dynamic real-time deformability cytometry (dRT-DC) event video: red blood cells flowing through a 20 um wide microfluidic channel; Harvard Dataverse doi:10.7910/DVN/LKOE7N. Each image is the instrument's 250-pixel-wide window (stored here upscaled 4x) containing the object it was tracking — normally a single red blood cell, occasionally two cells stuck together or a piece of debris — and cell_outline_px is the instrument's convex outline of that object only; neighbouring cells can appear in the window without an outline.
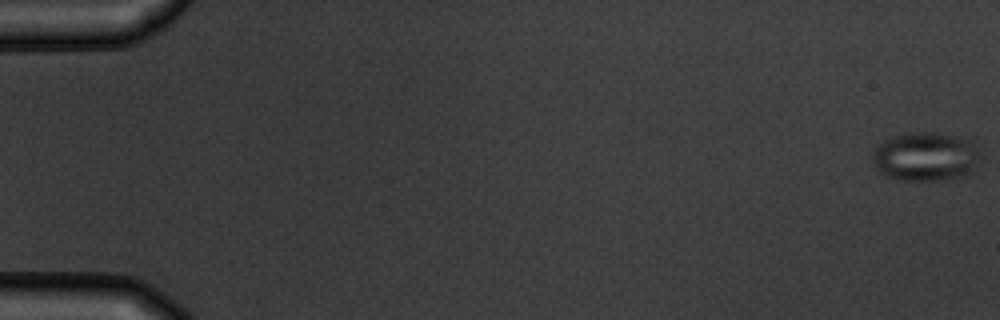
{"species": "common noctule bat (a hibernating species)", "species_latin": "Nyctalus noctula", "temperature_condition": "warm", "stored_images_in_passage": 5, "camera_frame_rate_fps": 3000, "um_per_image_px": 0.085, "animal": {"sex": "male", "body_mass_g": 19.5, "forearm_length_mm": 54.6}, "frame": {"image": 1, "passage_image": 1, "time_ms": 0.0, "image_size_px": [1000, 320], "cell_outline_px": [[980, 164], [972, 172], [964, 176], [944, 180], [900, 180], [888, 176], [880, 172], [876, 168], [872, 160], [872, 156], [876, 148], [884, 140], [892, 136], [904, 132], [936, 132], [972, 136], [976, 140], [980, 152]], "centroid_in_image_um": [78.8, 13.27], "position_along_channel_um": 6.2, "area_um2": 31.96}}